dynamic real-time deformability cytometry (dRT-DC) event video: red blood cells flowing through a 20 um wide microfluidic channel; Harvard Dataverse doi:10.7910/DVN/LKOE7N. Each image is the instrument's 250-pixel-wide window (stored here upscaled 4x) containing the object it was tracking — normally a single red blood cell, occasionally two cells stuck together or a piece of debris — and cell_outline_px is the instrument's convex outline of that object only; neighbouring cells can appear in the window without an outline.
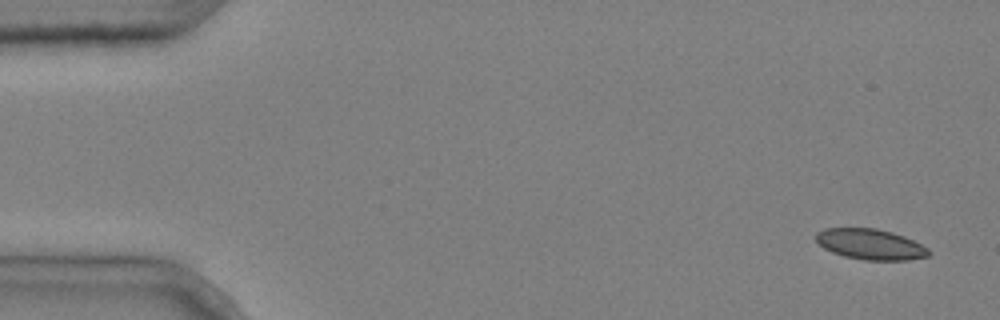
{"species": "common noctule bat (a hibernating species)", "species_latin": "Nyctalus noctula", "temperature_condition": "cold", "stored_images_in_passage": 7, "camera_frame_rate_fps": 3000, "um_per_image_px": 0.085, "animal": {"sex": "male", "body_mass_g": 20.4}, "frame": {"image": 1, "passage_image": 1, "time_ms": 0.0, "image_size_px": [1000, 320], "cell_outline_px": [[932, 252], [928, 256], [908, 260], [864, 260], [844, 256], [832, 252], [824, 248], [816, 240], [816, 232], [824, 228], [876, 228], [892, 232], [904, 236], [928, 248]], "centroid_in_image_um": [73.99, 20.76], "position_along_channel_um": 11.0, "area_um2": 20.11}}
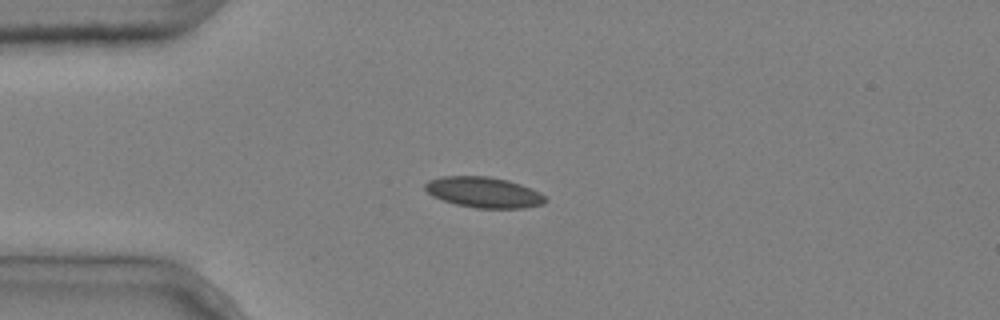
{"frame": {"image": 2, "passage_image": 4, "time_ms": 1.0, "image_size_px": [1000, 320], "cell_outline_px": [[548, 200], [544, 204], [524, 208], [476, 208], [456, 204], [432, 196], [424, 188], [424, 184], [428, 180], [444, 176], [488, 176], [508, 180], [520, 184], [540, 192]], "centroid_in_image_um": [41.13, 16.34], "position_along_channel_um": 43.9, "area_um2": 21.5}}